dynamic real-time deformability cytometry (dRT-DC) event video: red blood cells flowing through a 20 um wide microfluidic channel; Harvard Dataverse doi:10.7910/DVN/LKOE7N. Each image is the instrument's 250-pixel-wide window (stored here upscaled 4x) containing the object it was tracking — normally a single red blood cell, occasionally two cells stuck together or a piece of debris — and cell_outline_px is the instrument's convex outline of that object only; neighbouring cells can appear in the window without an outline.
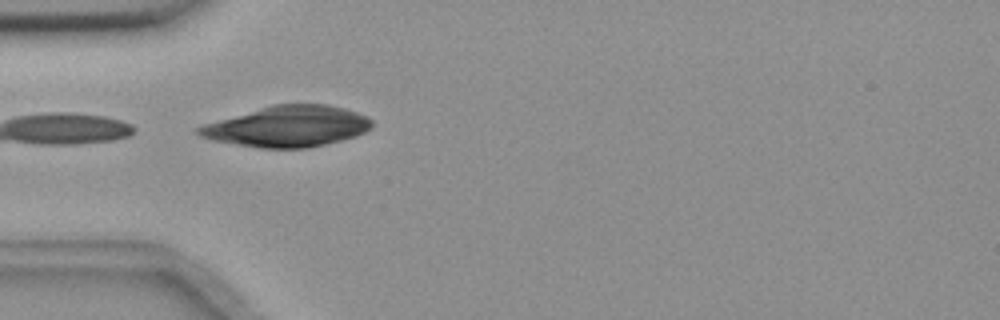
{"species": "common noctule bat (a hibernating species)", "species_latin": "Nyctalus noctula", "temperature_condition": "room temperature", "stored_images_in_passage": 5, "camera_frame_rate_fps": 3000, "um_per_image_px": 0.085, "animal": {"sex": "female", "body_mass_g": 18.4}, "frame": {"image": 1, "passage_image": 2, "time_ms": 0.333, "image_size_px": [1000, 320], "cell_outline_px": [[348, 132], [324, 140], [308, 144], [260, 144], [244, 140], [228, 132], [236, 120], [248, 120]], "centroid_in_image_um": [23.75, 11.31], "position_along_channel_um": 61.2, "area_um2": 13.35}}